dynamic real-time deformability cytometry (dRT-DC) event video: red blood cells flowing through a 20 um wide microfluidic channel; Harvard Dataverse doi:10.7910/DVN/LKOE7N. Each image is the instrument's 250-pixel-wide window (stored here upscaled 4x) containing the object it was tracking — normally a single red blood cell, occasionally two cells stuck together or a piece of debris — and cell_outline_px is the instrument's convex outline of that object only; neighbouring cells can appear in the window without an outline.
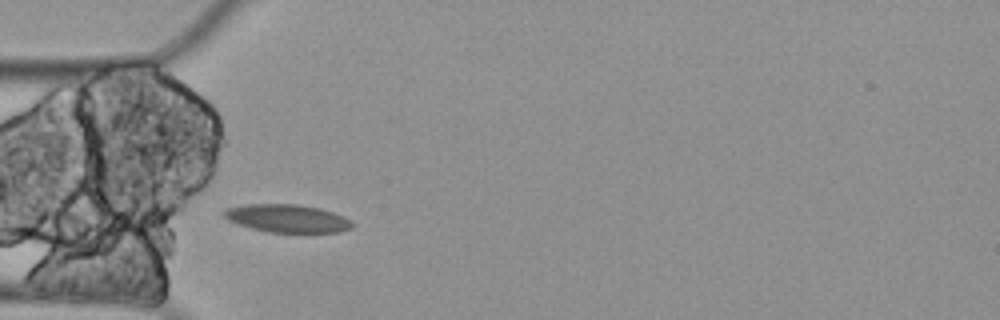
{"species": "Egyptian fruit bat (a non-hibernating species)", "species_latin": "Rousettus aegyptiacus", "temperature_condition": "cold", "stored_images_in_passage": 7, "camera_frame_rate_fps": 3000, "um_per_image_px": 0.085, "animal": {"sex": "female"}, "frame": {"image": 1, "passage_image": 4, "time_ms": 1.0, "image_size_px": [1000, 320], "cell_outline_px": [[352, 228], [340, 232], [268, 232], [236, 224], [220, 216], [220, 212], [224, 208], [248, 204], [296, 204], [320, 208], [332, 212], [348, 220], [352, 224]], "centroid_in_image_um": [24.3, 18.56], "position_along_channel_um": 60.7, "area_um2": 20.92}}
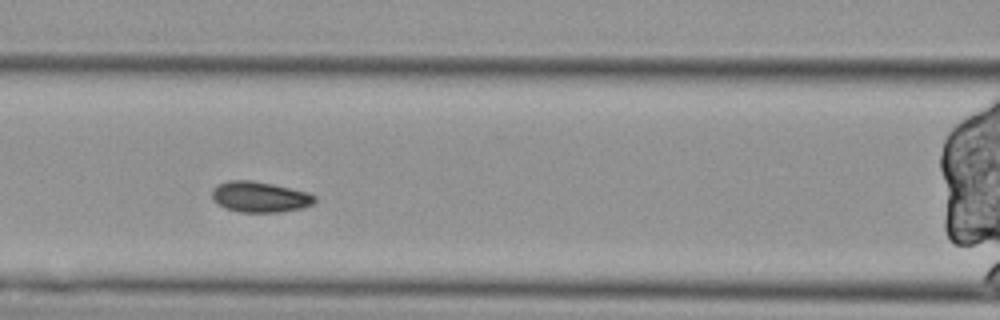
{"frame": {"image": 2, "passage_image": 6, "time_ms": 1.667, "image_size_px": [1000, 320], "cell_outline_px": [[316, 200], [312, 204], [304, 208], [280, 212], [240, 212], [224, 208], [212, 200], [212, 188], [216, 184], [228, 180], [252, 180], [272, 184], [308, 192], [316, 196]], "centroid_in_image_um": [22.06, 16.73], "position_along_channel_um": 144.5, "area_um2": 18.61}}
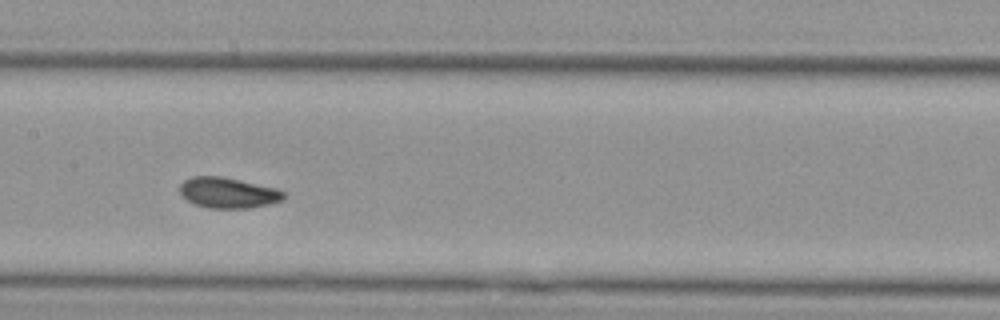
{"frame": {"image": 3, "passage_image": 7, "time_ms": 2.0, "image_size_px": [1000, 320], "cell_outline_px": [[284, 200], [268, 204], [248, 208], [208, 208], [196, 204], [188, 200], [180, 192], [180, 184], [184, 180], [192, 176], [224, 176], [276, 188], [284, 192]], "centroid_in_image_um": [19.39, 16.37], "position_along_channel_um": 188.0, "area_um2": 18.5}}